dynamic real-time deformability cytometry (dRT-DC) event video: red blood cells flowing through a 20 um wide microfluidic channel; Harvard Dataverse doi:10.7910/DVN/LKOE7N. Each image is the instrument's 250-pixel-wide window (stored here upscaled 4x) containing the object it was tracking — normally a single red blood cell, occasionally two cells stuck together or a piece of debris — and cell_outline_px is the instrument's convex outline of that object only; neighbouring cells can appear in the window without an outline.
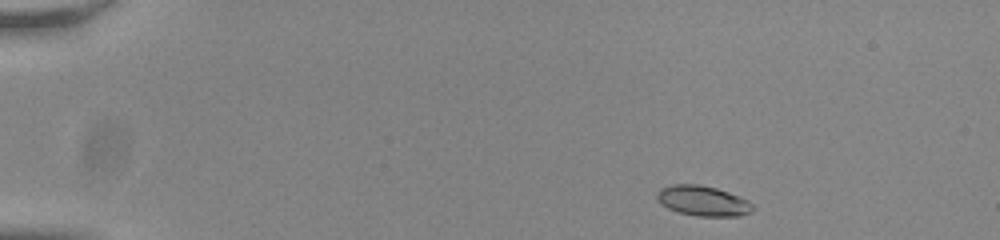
{"species": "common noctule bat (a hibernating species)", "species_latin": "Nyctalus noctula", "temperature_condition": "room temperature", "stored_images_in_passage": 47, "camera_frame_rate_fps": 3000, "um_per_image_px": 0.085, "animal": {"sex": "male", "body_mass_g": 20.0, "forearm_length_mm": 53.3}, "frame": {"image": 1, "passage_image": 1, "time_ms": 0.0, "image_size_px": [1000, 240], "cell_outline_px": [[756, 208], [752, 212], [740, 216], [696, 216], [676, 212], [668, 208], [656, 196], [656, 192], [660, 188], [672, 184], [700, 184], [716, 188], [728, 192], [748, 200]], "centroid_in_image_um": [59.77, 17.07], "position_along_channel_um": 25.2, "area_um2": 16.94}}
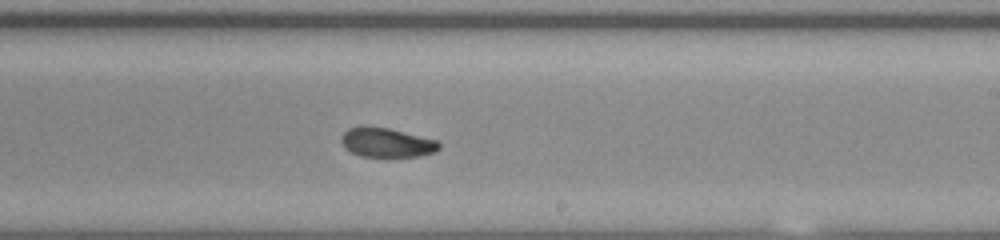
{"frame": {"image": 2, "passage_image": 27, "time_ms": 8.667, "image_size_px": [1000, 240], "cell_outline_px": [[440, 148], [432, 152], [420, 156], [360, 156], [352, 152], [340, 140], [340, 136], [348, 128], [364, 124], [388, 128], [436, 140], [440, 144]], "centroid_in_image_um": [32.82, 12.08], "position_along_channel_um": 256.2, "area_um2": 16.59}}
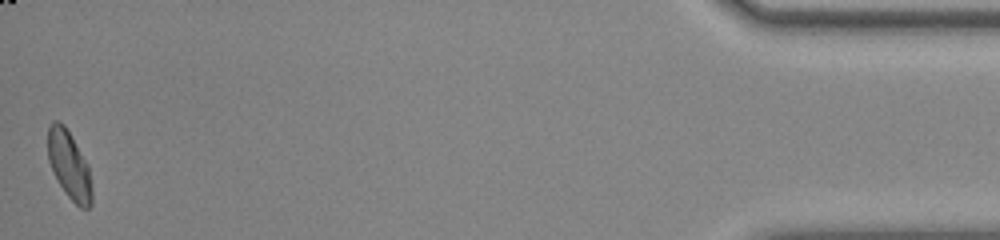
{"frame": {"image": 3, "passage_image": 47, "time_ms": 15.333, "image_size_px": [1000, 240], "cell_outline_px": [[92, 204], [88, 208], [80, 208], [68, 196], [60, 184], [48, 160], [48, 128], [52, 120], [56, 120], [64, 124], [88, 164], [92, 188]], "centroid_in_image_um": [5.89, 14.03], "position_along_channel_um": 429.3, "area_um2": 17.22}, "authors_computed_cell_mechanics": {"area_um2": 17.1088, "velocity_mm_per_s": 3.8189, "shape_relaxation_time_tau1_ms": 7.1064, "shape_relaxation_time_tau2_ms": 2.1107, "deformation_change_tau1": 0.1591, "deformation_change_tau2": 0.0673}}